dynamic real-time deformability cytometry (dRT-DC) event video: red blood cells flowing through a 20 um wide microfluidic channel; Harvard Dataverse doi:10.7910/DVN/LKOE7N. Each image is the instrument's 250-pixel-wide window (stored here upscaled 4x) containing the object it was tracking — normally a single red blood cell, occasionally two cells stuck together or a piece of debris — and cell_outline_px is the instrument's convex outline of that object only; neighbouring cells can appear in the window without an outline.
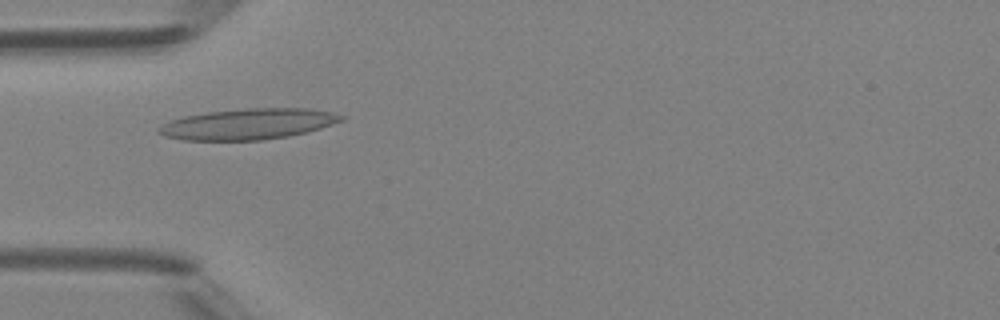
{"species": "Egyptian fruit bat (a non-hibernating species)", "species_latin": "Rousettus aegyptiacus", "temperature_condition": "room temperature", "stored_images_in_passage": 46, "camera_frame_rate_fps": 3000, "um_per_image_px": 0.085, "animal": {"sex": "female"}, "frame": {"image": 1, "passage_image": 13, "time_ms": 4.0, "image_size_px": [1000, 320], "cell_outline_px": [[348, 116], [344, 120], [320, 128], [288, 136], [264, 140], [184, 140], [164, 136], [156, 132], [156, 128], [172, 120], [184, 116], [208, 112], [248, 108], [308, 108], [332, 112]], "centroid_in_image_um": [21.11, 10.54], "position_along_channel_um": 63.9, "area_um2": 32.77}}
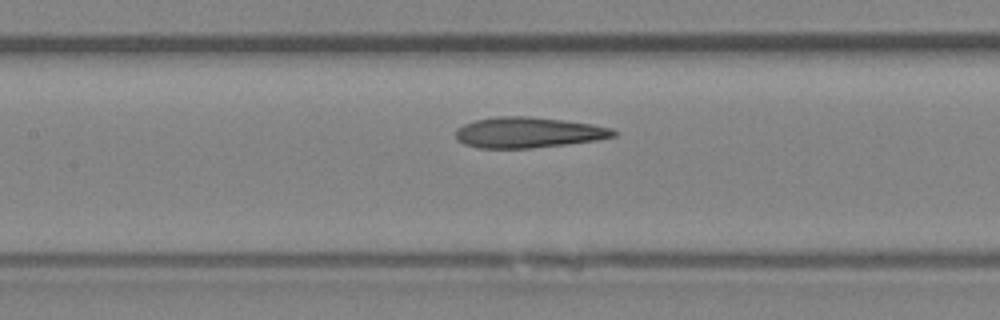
{"frame": {"image": 2, "passage_image": 20, "time_ms": 6.333, "image_size_px": [1000, 320], "cell_outline_px": [[620, 132], [616, 136], [596, 140], [568, 144], [532, 148], [476, 148], [464, 144], [456, 140], [456, 128], [464, 124], [476, 120], [500, 116], [528, 116], [564, 120], [592, 124], [612, 128]], "centroid_in_image_um": [44.92, 11.26], "position_along_channel_um": 162.5, "area_um2": 28.38}}
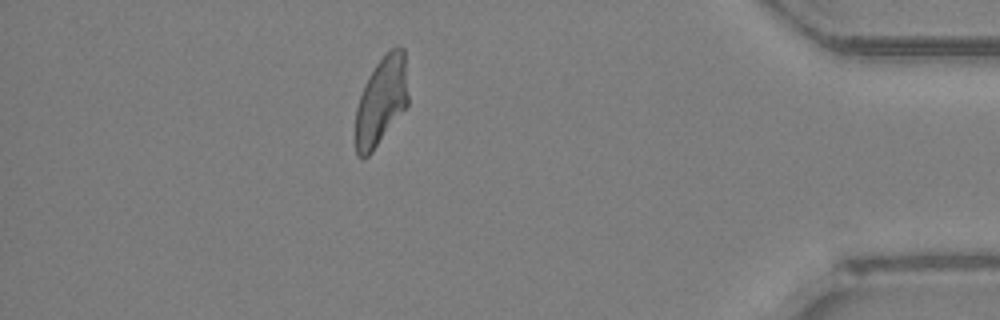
{"frame": {"image": 3, "passage_image": 40, "time_ms": 13.0, "image_size_px": [1000, 320], "cell_outline_px": [[408, 104], [372, 152], [364, 160], [360, 160], [356, 156], [356, 108], [364, 84], [368, 76], [376, 64], [392, 48], [404, 48], [408, 96]], "centroid_in_image_um": [32.39, 8.63], "position_along_channel_um": 402.8, "area_um2": 26.88}, "authors_computed_cell_mechanics": {"area_um2": 28.4665, "velocity_mm_per_s": 4.2638, "shape_relaxation_time_tau1_ms": null, "shape_relaxation_time_tau2_ms": 2.4591, "deformation_change_tau1": null, "deformation_change_tau2": 0.1171}}